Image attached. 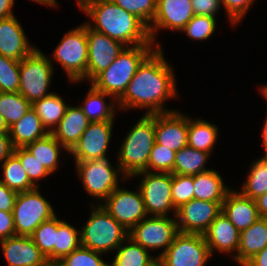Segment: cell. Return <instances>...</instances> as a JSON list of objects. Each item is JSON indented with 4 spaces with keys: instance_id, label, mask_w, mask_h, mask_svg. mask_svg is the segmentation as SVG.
Returning a JSON list of instances; mask_svg holds the SVG:
<instances>
[{
    "instance_id": "db71d44e",
    "label": "cell",
    "mask_w": 267,
    "mask_h": 266,
    "mask_svg": "<svg viewBox=\"0 0 267 266\" xmlns=\"http://www.w3.org/2000/svg\"><path fill=\"white\" fill-rule=\"evenodd\" d=\"M265 121H264V126H263V130H262V139H263V147L265 150V153L263 155L264 158H267V117H265Z\"/></svg>"
},
{
    "instance_id": "f1b7e54d",
    "label": "cell",
    "mask_w": 267,
    "mask_h": 266,
    "mask_svg": "<svg viewBox=\"0 0 267 266\" xmlns=\"http://www.w3.org/2000/svg\"><path fill=\"white\" fill-rule=\"evenodd\" d=\"M28 152L34 156L51 174L59 168V155L61 149L69 153L51 133L45 137L35 140L25 146Z\"/></svg>"
},
{
    "instance_id": "9f6ffc18",
    "label": "cell",
    "mask_w": 267,
    "mask_h": 266,
    "mask_svg": "<svg viewBox=\"0 0 267 266\" xmlns=\"http://www.w3.org/2000/svg\"><path fill=\"white\" fill-rule=\"evenodd\" d=\"M9 128L6 124V122L4 121L3 116L0 114V132H8Z\"/></svg>"
},
{
    "instance_id": "7402d4cb",
    "label": "cell",
    "mask_w": 267,
    "mask_h": 266,
    "mask_svg": "<svg viewBox=\"0 0 267 266\" xmlns=\"http://www.w3.org/2000/svg\"><path fill=\"white\" fill-rule=\"evenodd\" d=\"M222 213L241 232L256 222L260 217L256 201L242 195L237 190H230L222 203Z\"/></svg>"
},
{
    "instance_id": "7dc6e473",
    "label": "cell",
    "mask_w": 267,
    "mask_h": 266,
    "mask_svg": "<svg viewBox=\"0 0 267 266\" xmlns=\"http://www.w3.org/2000/svg\"><path fill=\"white\" fill-rule=\"evenodd\" d=\"M18 193L0 181V211L12 212Z\"/></svg>"
},
{
    "instance_id": "ab89813d",
    "label": "cell",
    "mask_w": 267,
    "mask_h": 266,
    "mask_svg": "<svg viewBox=\"0 0 267 266\" xmlns=\"http://www.w3.org/2000/svg\"><path fill=\"white\" fill-rule=\"evenodd\" d=\"M20 61L11 60L0 54V92H18Z\"/></svg>"
},
{
    "instance_id": "83f0119b",
    "label": "cell",
    "mask_w": 267,
    "mask_h": 266,
    "mask_svg": "<svg viewBox=\"0 0 267 266\" xmlns=\"http://www.w3.org/2000/svg\"><path fill=\"white\" fill-rule=\"evenodd\" d=\"M218 134V127L212 122L188 117V146L211 154L217 143Z\"/></svg>"
},
{
    "instance_id": "f546056e",
    "label": "cell",
    "mask_w": 267,
    "mask_h": 266,
    "mask_svg": "<svg viewBox=\"0 0 267 266\" xmlns=\"http://www.w3.org/2000/svg\"><path fill=\"white\" fill-rule=\"evenodd\" d=\"M68 106L62 96L54 92L32 104V108L41 119L42 125L48 133H52L56 128L64 117Z\"/></svg>"
},
{
    "instance_id": "f6af8a7d",
    "label": "cell",
    "mask_w": 267,
    "mask_h": 266,
    "mask_svg": "<svg viewBox=\"0 0 267 266\" xmlns=\"http://www.w3.org/2000/svg\"><path fill=\"white\" fill-rule=\"evenodd\" d=\"M256 0H221L226 16L232 25H237L242 21L243 17L248 13L252 4Z\"/></svg>"
},
{
    "instance_id": "44dd1931",
    "label": "cell",
    "mask_w": 267,
    "mask_h": 266,
    "mask_svg": "<svg viewBox=\"0 0 267 266\" xmlns=\"http://www.w3.org/2000/svg\"><path fill=\"white\" fill-rule=\"evenodd\" d=\"M203 236L212 256L216 251L231 253L233 258L237 256L240 232L222 212L210 224Z\"/></svg>"
},
{
    "instance_id": "7bdbcfd3",
    "label": "cell",
    "mask_w": 267,
    "mask_h": 266,
    "mask_svg": "<svg viewBox=\"0 0 267 266\" xmlns=\"http://www.w3.org/2000/svg\"><path fill=\"white\" fill-rule=\"evenodd\" d=\"M13 153L19 158L30 182L36 188L41 187L38 183L39 179L48 177L51 173L25 147L14 148Z\"/></svg>"
},
{
    "instance_id": "8992f818",
    "label": "cell",
    "mask_w": 267,
    "mask_h": 266,
    "mask_svg": "<svg viewBox=\"0 0 267 266\" xmlns=\"http://www.w3.org/2000/svg\"><path fill=\"white\" fill-rule=\"evenodd\" d=\"M52 53L53 60L65 70L71 83L87 80L86 23L66 32Z\"/></svg>"
},
{
    "instance_id": "6da1fadb",
    "label": "cell",
    "mask_w": 267,
    "mask_h": 266,
    "mask_svg": "<svg viewBox=\"0 0 267 266\" xmlns=\"http://www.w3.org/2000/svg\"><path fill=\"white\" fill-rule=\"evenodd\" d=\"M162 47H156L138 66L136 74L117 100L118 110L146 109L145 114L175 111L164 104L179 98L175 72L164 57Z\"/></svg>"
},
{
    "instance_id": "3957f363",
    "label": "cell",
    "mask_w": 267,
    "mask_h": 266,
    "mask_svg": "<svg viewBox=\"0 0 267 266\" xmlns=\"http://www.w3.org/2000/svg\"><path fill=\"white\" fill-rule=\"evenodd\" d=\"M155 142V114H144L127 132L118 149L116 163L126 178L130 180L136 173L147 171L150 152Z\"/></svg>"
},
{
    "instance_id": "ee69618b",
    "label": "cell",
    "mask_w": 267,
    "mask_h": 266,
    "mask_svg": "<svg viewBox=\"0 0 267 266\" xmlns=\"http://www.w3.org/2000/svg\"><path fill=\"white\" fill-rule=\"evenodd\" d=\"M194 175L173 174L172 181V200L177 209L181 205L194 199Z\"/></svg>"
},
{
    "instance_id": "ffe728a7",
    "label": "cell",
    "mask_w": 267,
    "mask_h": 266,
    "mask_svg": "<svg viewBox=\"0 0 267 266\" xmlns=\"http://www.w3.org/2000/svg\"><path fill=\"white\" fill-rule=\"evenodd\" d=\"M12 17L0 20V54L11 60L20 61L37 47L30 45L20 21Z\"/></svg>"
},
{
    "instance_id": "5b68a950",
    "label": "cell",
    "mask_w": 267,
    "mask_h": 266,
    "mask_svg": "<svg viewBox=\"0 0 267 266\" xmlns=\"http://www.w3.org/2000/svg\"><path fill=\"white\" fill-rule=\"evenodd\" d=\"M91 206L90 217L80 230L81 245L103 254L114 252L129 232L100 205Z\"/></svg>"
},
{
    "instance_id": "8fae6325",
    "label": "cell",
    "mask_w": 267,
    "mask_h": 266,
    "mask_svg": "<svg viewBox=\"0 0 267 266\" xmlns=\"http://www.w3.org/2000/svg\"><path fill=\"white\" fill-rule=\"evenodd\" d=\"M178 233L175 216H150L135 225L129 231L128 237L148 251L162 249L159 255L157 254V257H160Z\"/></svg>"
},
{
    "instance_id": "bcb514c9",
    "label": "cell",
    "mask_w": 267,
    "mask_h": 266,
    "mask_svg": "<svg viewBox=\"0 0 267 266\" xmlns=\"http://www.w3.org/2000/svg\"><path fill=\"white\" fill-rule=\"evenodd\" d=\"M191 3L194 15L201 16L216 17L222 7L221 0H191Z\"/></svg>"
},
{
    "instance_id": "484cf974",
    "label": "cell",
    "mask_w": 267,
    "mask_h": 266,
    "mask_svg": "<svg viewBox=\"0 0 267 266\" xmlns=\"http://www.w3.org/2000/svg\"><path fill=\"white\" fill-rule=\"evenodd\" d=\"M107 97L112 98L108 104L106 103ZM117 105V100L113 96L99 91L91 85L83 105H79V107L90 122H102L115 120Z\"/></svg>"
},
{
    "instance_id": "c3c4849f",
    "label": "cell",
    "mask_w": 267,
    "mask_h": 266,
    "mask_svg": "<svg viewBox=\"0 0 267 266\" xmlns=\"http://www.w3.org/2000/svg\"><path fill=\"white\" fill-rule=\"evenodd\" d=\"M15 236L12 212L0 211V241Z\"/></svg>"
},
{
    "instance_id": "603a6c76",
    "label": "cell",
    "mask_w": 267,
    "mask_h": 266,
    "mask_svg": "<svg viewBox=\"0 0 267 266\" xmlns=\"http://www.w3.org/2000/svg\"><path fill=\"white\" fill-rule=\"evenodd\" d=\"M89 123L90 121L79 106L69 104L64 117L51 134L70 152L79 142Z\"/></svg>"
},
{
    "instance_id": "4316f807",
    "label": "cell",
    "mask_w": 267,
    "mask_h": 266,
    "mask_svg": "<svg viewBox=\"0 0 267 266\" xmlns=\"http://www.w3.org/2000/svg\"><path fill=\"white\" fill-rule=\"evenodd\" d=\"M193 185L194 198L203 201L224 202L230 191L220 173L214 169L194 175Z\"/></svg>"
},
{
    "instance_id": "2e32d148",
    "label": "cell",
    "mask_w": 267,
    "mask_h": 266,
    "mask_svg": "<svg viewBox=\"0 0 267 266\" xmlns=\"http://www.w3.org/2000/svg\"><path fill=\"white\" fill-rule=\"evenodd\" d=\"M114 121L90 122L79 142L68 153L75 162L107 157Z\"/></svg>"
},
{
    "instance_id": "74e56055",
    "label": "cell",
    "mask_w": 267,
    "mask_h": 266,
    "mask_svg": "<svg viewBox=\"0 0 267 266\" xmlns=\"http://www.w3.org/2000/svg\"><path fill=\"white\" fill-rule=\"evenodd\" d=\"M103 253L80 245L71 254L63 257L55 266H109L102 258Z\"/></svg>"
},
{
    "instance_id": "52a82bcc",
    "label": "cell",
    "mask_w": 267,
    "mask_h": 266,
    "mask_svg": "<svg viewBox=\"0 0 267 266\" xmlns=\"http://www.w3.org/2000/svg\"><path fill=\"white\" fill-rule=\"evenodd\" d=\"M36 48L29 56L20 60L19 90L31 104L50 95L48 92L53 77L54 66L52 60Z\"/></svg>"
},
{
    "instance_id": "d6986e66",
    "label": "cell",
    "mask_w": 267,
    "mask_h": 266,
    "mask_svg": "<svg viewBox=\"0 0 267 266\" xmlns=\"http://www.w3.org/2000/svg\"><path fill=\"white\" fill-rule=\"evenodd\" d=\"M8 266H49L31 236H12L0 241Z\"/></svg>"
},
{
    "instance_id": "4fadbf2b",
    "label": "cell",
    "mask_w": 267,
    "mask_h": 266,
    "mask_svg": "<svg viewBox=\"0 0 267 266\" xmlns=\"http://www.w3.org/2000/svg\"><path fill=\"white\" fill-rule=\"evenodd\" d=\"M137 190V191H136ZM135 191L117 187L100 206L128 232L148 217L140 189Z\"/></svg>"
},
{
    "instance_id": "d6a6232c",
    "label": "cell",
    "mask_w": 267,
    "mask_h": 266,
    "mask_svg": "<svg viewBox=\"0 0 267 266\" xmlns=\"http://www.w3.org/2000/svg\"><path fill=\"white\" fill-rule=\"evenodd\" d=\"M0 166L3 170V178H1L0 181L9 189L19 193L36 188L30 182L19 158L14 153H12L9 158Z\"/></svg>"
},
{
    "instance_id": "91938a15",
    "label": "cell",
    "mask_w": 267,
    "mask_h": 266,
    "mask_svg": "<svg viewBox=\"0 0 267 266\" xmlns=\"http://www.w3.org/2000/svg\"><path fill=\"white\" fill-rule=\"evenodd\" d=\"M91 0H77L76 5H78L79 9L82 8L87 2Z\"/></svg>"
},
{
    "instance_id": "11a10c76",
    "label": "cell",
    "mask_w": 267,
    "mask_h": 266,
    "mask_svg": "<svg viewBox=\"0 0 267 266\" xmlns=\"http://www.w3.org/2000/svg\"><path fill=\"white\" fill-rule=\"evenodd\" d=\"M36 3H39V4H43V5H46V6H49V7H57L58 6V2L57 0H32Z\"/></svg>"
},
{
    "instance_id": "9a60e30c",
    "label": "cell",
    "mask_w": 267,
    "mask_h": 266,
    "mask_svg": "<svg viewBox=\"0 0 267 266\" xmlns=\"http://www.w3.org/2000/svg\"><path fill=\"white\" fill-rule=\"evenodd\" d=\"M86 35L88 43L87 80L91 82L114 62L126 46L93 30L87 24Z\"/></svg>"
},
{
    "instance_id": "f35d334b",
    "label": "cell",
    "mask_w": 267,
    "mask_h": 266,
    "mask_svg": "<svg viewBox=\"0 0 267 266\" xmlns=\"http://www.w3.org/2000/svg\"><path fill=\"white\" fill-rule=\"evenodd\" d=\"M216 17L194 15L180 32H185L191 40H207L216 29Z\"/></svg>"
},
{
    "instance_id": "4dcf8cb0",
    "label": "cell",
    "mask_w": 267,
    "mask_h": 266,
    "mask_svg": "<svg viewBox=\"0 0 267 266\" xmlns=\"http://www.w3.org/2000/svg\"><path fill=\"white\" fill-rule=\"evenodd\" d=\"M210 156L208 152L199 151L187 145L176 152L172 174L193 176L209 171L211 169H207L205 164Z\"/></svg>"
},
{
    "instance_id": "e575fe53",
    "label": "cell",
    "mask_w": 267,
    "mask_h": 266,
    "mask_svg": "<svg viewBox=\"0 0 267 266\" xmlns=\"http://www.w3.org/2000/svg\"><path fill=\"white\" fill-rule=\"evenodd\" d=\"M81 245L80 231L57 216L56 245H54V265L71 254Z\"/></svg>"
},
{
    "instance_id": "5bb4252c",
    "label": "cell",
    "mask_w": 267,
    "mask_h": 266,
    "mask_svg": "<svg viewBox=\"0 0 267 266\" xmlns=\"http://www.w3.org/2000/svg\"><path fill=\"white\" fill-rule=\"evenodd\" d=\"M223 202L192 199L176 210V222L181 233L203 235L222 212Z\"/></svg>"
},
{
    "instance_id": "f907efd6",
    "label": "cell",
    "mask_w": 267,
    "mask_h": 266,
    "mask_svg": "<svg viewBox=\"0 0 267 266\" xmlns=\"http://www.w3.org/2000/svg\"><path fill=\"white\" fill-rule=\"evenodd\" d=\"M243 266H267V246L249 259Z\"/></svg>"
},
{
    "instance_id": "9c48e42d",
    "label": "cell",
    "mask_w": 267,
    "mask_h": 266,
    "mask_svg": "<svg viewBox=\"0 0 267 266\" xmlns=\"http://www.w3.org/2000/svg\"><path fill=\"white\" fill-rule=\"evenodd\" d=\"M15 235L31 236L43 222L57 214L38 188L19 192L12 210Z\"/></svg>"
},
{
    "instance_id": "60d3db41",
    "label": "cell",
    "mask_w": 267,
    "mask_h": 266,
    "mask_svg": "<svg viewBox=\"0 0 267 266\" xmlns=\"http://www.w3.org/2000/svg\"><path fill=\"white\" fill-rule=\"evenodd\" d=\"M122 9L134 14L147 27L156 15L157 0H111Z\"/></svg>"
},
{
    "instance_id": "cb8c5ba5",
    "label": "cell",
    "mask_w": 267,
    "mask_h": 266,
    "mask_svg": "<svg viewBox=\"0 0 267 266\" xmlns=\"http://www.w3.org/2000/svg\"><path fill=\"white\" fill-rule=\"evenodd\" d=\"M267 246V218H259L240 232L239 247L234 261L243 266Z\"/></svg>"
},
{
    "instance_id": "b9f144b4",
    "label": "cell",
    "mask_w": 267,
    "mask_h": 266,
    "mask_svg": "<svg viewBox=\"0 0 267 266\" xmlns=\"http://www.w3.org/2000/svg\"><path fill=\"white\" fill-rule=\"evenodd\" d=\"M176 152L162 145L154 143L150 152L147 171L172 173Z\"/></svg>"
},
{
    "instance_id": "836d02e7",
    "label": "cell",
    "mask_w": 267,
    "mask_h": 266,
    "mask_svg": "<svg viewBox=\"0 0 267 266\" xmlns=\"http://www.w3.org/2000/svg\"><path fill=\"white\" fill-rule=\"evenodd\" d=\"M248 172L240 193L255 200L267 192V158L256 159Z\"/></svg>"
},
{
    "instance_id": "277c9868",
    "label": "cell",
    "mask_w": 267,
    "mask_h": 266,
    "mask_svg": "<svg viewBox=\"0 0 267 266\" xmlns=\"http://www.w3.org/2000/svg\"><path fill=\"white\" fill-rule=\"evenodd\" d=\"M155 48V45L125 47L114 62L99 73L90 85L118 100L136 74L138 66Z\"/></svg>"
},
{
    "instance_id": "816d5d0a",
    "label": "cell",
    "mask_w": 267,
    "mask_h": 266,
    "mask_svg": "<svg viewBox=\"0 0 267 266\" xmlns=\"http://www.w3.org/2000/svg\"><path fill=\"white\" fill-rule=\"evenodd\" d=\"M15 0H0V20L9 18L14 16L13 8H14Z\"/></svg>"
},
{
    "instance_id": "7c38bea8",
    "label": "cell",
    "mask_w": 267,
    "mask_h": 266,
    "mask_svg": "<svg viewBox=\"0 0 267 266\" xmlns=\"http://www.w3.org/2000/svg\"><path fill=\"white\" fill-rule=\"evenodd\" d=\"M211 257L203 235L179 232L159 258L164 266H205Z\"/></svg>"
},
{
    "instance_id": "30bf717a",
    "label": "cell",
    "mask_w": 267,
    "mask_h": 266,
    "mask_svg": "<svg viewBox=\"0 0 267 266\" xmlns=\"http://www.w3.org/2000/svg\"><path fill=\"white\" fill-rule=\"evenodd\" d=\"M139 189L141 191L143 202L148 216H169L173 210V216L176 215V208L172 200V173L141 171L133 175L140 177Z\"/></svg>"
},
{
    "instance_id": "f5cc1de1",
    "label": "cell",
    "mask_w": 267,
    "mask_h": 266,
    "mask_svg": "<svg viewBox=\"0 0 267 266\" xmlns=\"http://www.w3.org/2000/svg\"><path fill=\"white\" fill-rule=\"evenodd\" d=\"M260 217L267 218V192L255 199Z\"/></svg>"
},
{
    "instance_id": "680465c9",
    "label": "cell",
    "mask_w": 267,
    "mask_h": 266,
    "mask_svg": "<svg viewBox=\"0 0 267 266\" xmlns=\"http://www.w3.org/2000/svg\"><path fill=\"white\" fill-rule=\"evenodd\" d=\"M259 90H260L259 92L264 96L265 100L267 101V84L261 86Z\"/></svg>"
},
{
    "instance_id": "ba28073f",
    "label": "cell",
    "mask_w": 267,
    "mask_h": 266,
    "mask_svg": "<svg viewBox=\"0 0 267 266\" xmlns=\"http://www.w3.org/2000/svg\"><path fill=\"white\" fill-rule=\"evenodd\" d=\"M76 175L83 183L85 191L102 203L119 185V174L122 180L126 178L119 165L113 167L107 157L75 162ZM116 168V169H115Z\"/></svg>"
},
{
    "instance_id": "e0dca14e",
    "label": "cell",
    "mask_w": 267,
    "mask_h": 266,
    "mask_svg": "<svg viewBox=\"0 0 267 266\" xmlns=\"http://www.w3.org/2000/svg\"><path fill=\"white\" fill-rule=\"evenodd\" d=\"M193 16L191 0H157L156 15L148 27L151 41L156 43L160 29L181 31Z\"/></svg>"
},
{
    "instance_id": "7a4b0ae2",
    "label": "cell",
    "mask_w": 267,
    "mask_h": 266,
    "mask_svg": "<svg viewBox=\"0 0 267 266\" xmlns=\"http://www.w3.org/2000/svg\"><path fill=\"white\" fill-rule=\"evenodd\" d=\"M80 10L90 18V22H85L90 28L121 42L126 47L129 45L162 47L159 42L154 44L151 41L148 27L139 18L111 0H91Z\"/></svg>"
},
{
    "instance_id": "d4e9b609",
    "label": "cell",
    "mask_w": 267,
    "mask_h": 266,
    "mask_svg": "<svg viewBox=\"0 0 267 266\" xmlns=\"http://www.w3.org/2000/svg\"><path fill=\"white\" fill-rule=\"evenodd\" d=\"M8 133L14 148L25 147L48 134L32 107L19 121L9 127Z\"/></svg>"
},
{
    "instance_id": "681fc988",
    "label": "cell",
    "mask_w": 267,
    "mask_h": 266,
    "mask_svg": "<svg viewBox=\"0 0 267 266\" xmlns=\"http://www.w3.org/2000/svg\"><path fill=\"white\" fill-rule=\"evenodd\" d=\"M14 147L8 132H0V165L13 153Z\"/></svg>"
},
{
    "instance_id": "8d00e7d4",
    "label": "cell",
    "mask_w": 267,
    "mask_h": 266,
    "mask_svg": "<svg viewBox=\"0 0 267 266\" xmlns=\"http://www.w3.org/2000/svg\"><path fill=\"white\" fill-rule=\"evenodd\" d=\"M57 215L41 223L31 235L32 240L45 256L50 265H54V245H56Z\"/></svg>"
},
{
    "instance_id": "6f0895ef",
    "label": "cell",
    "mask_w": 267,
    "mask_h": 266,
    "mask_svg": "<svg viewBox=\"0 0 267 266\" xmlns=\"http://www.w3.org/2000/svg\"><path fill=\"white\" fill-rule=\"evenodd\" d=\"M148 266H164L162 260L157 257L153 262H151Z\"/></svg>"
},
{
    "instance_id": "d590c367",
    "label": "cell",
    "mask_w": 267,
    "mask_h": 266,
    "mask_svg": "<svg viewBox=\"0 0 267 266\" xmlns=\"http://www.w3.org/2000/svg\"><path fill=\"white\" fill-rule=\"evenodd\" d=\"M32 104L19 92H0V114L8 128L19 121Z\"/></svg>"
},
{
    "instance_id": "1f68e13d",
    "label": "cell",
    "mask_w": 267,
    "mask_h": 266,
    "mask_svg": "<svg viewBox=\"0 0 267 266\" xmlns=\"http://www.w3.org/2000/svg\"><path fill=\"white\" fill-rule=\"evenodd\" d=\"M115 252L116 255L109 266H148L157 258L130 237H127Z\"/></svg>"
},
{
    "instance_id": "ac0fdd59",
    "label": "cell",
    "mask_w": 267,
    "mask_h": 266,
    "mask_svg": "<svg viewBox=\"0 0 267 266\" xmlns=\"http://www.w3.org/2000/svg\"><path fill=\"white\" fill-rule=\"evenodd\" d=\"M156 143L175 152L188 145V116L175 110L155 114Z\"/></svg>"
}]
</instances>
